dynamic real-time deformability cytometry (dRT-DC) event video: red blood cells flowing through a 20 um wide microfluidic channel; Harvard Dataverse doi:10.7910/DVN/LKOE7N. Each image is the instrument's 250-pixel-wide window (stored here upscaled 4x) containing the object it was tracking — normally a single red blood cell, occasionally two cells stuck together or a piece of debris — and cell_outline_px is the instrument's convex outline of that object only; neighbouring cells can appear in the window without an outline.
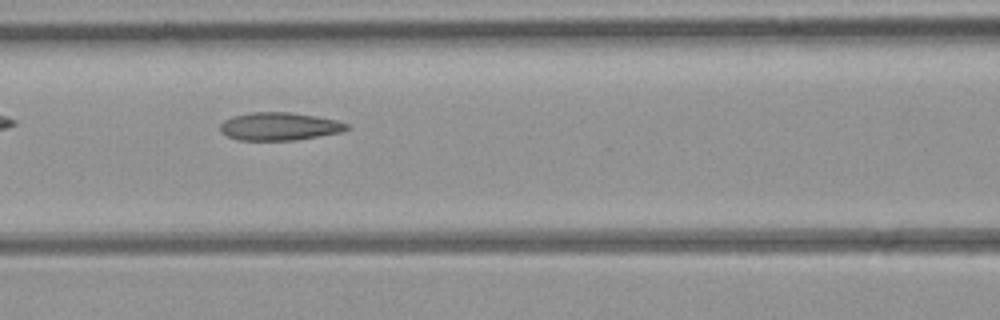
{"species": "common noctule bat (a hibernating species)", "species_latin": "Nyctalus noctula", "temperature_condition": "room temperature", "stored_images_in_passage": 8, "camera_frame_rate_fps": 3000, "um_per_image_px": 0.085, "animal": {"sex": "female", "body_mass_g": 21.9}, "frame": {"image": 1, "passage_image": 5, "time_ms": 5.333, "image_size_px": [1000, 320], "cell_outline_px": [[348, 128], [340, 132], [296, 140], [236, 140], [220, 132], [220, 124], [224, 120], [232, 116], [252, 112], [292, 112], [316, 116], [336, 120], [348, 124]], "centroid_in_image_um": [23.7, 10.74], "position_along_channel_um": 142.9, "area_um2": 20.58}}
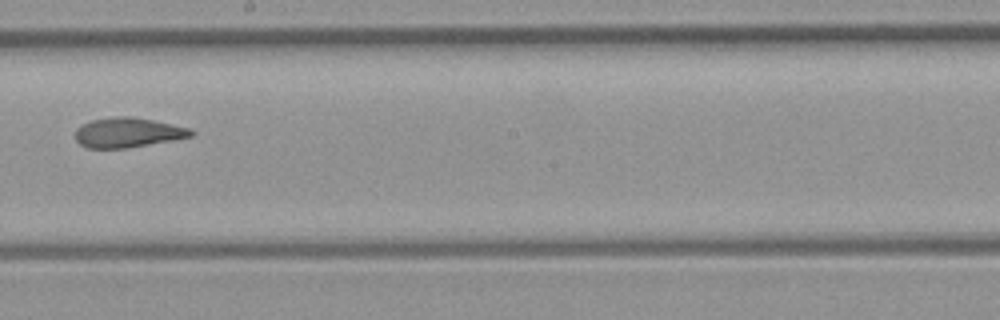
{"frame": {"image": 2, "passage_image": 7, "time_ms": 7.667, "image_size_px": [1000, 320], "cell_outline_px": [[196, 132], [192, 136], [172, 140], [128, 148], [88, 148], [80, 144], [76, 140], [76, 128], [92, 120], [112, 116], [132, 116], [192, 128]], "centroid_in_image_um": [10.89, 11.26], "position_along_channel_um": 237.3, "area_um2": 20.11}}
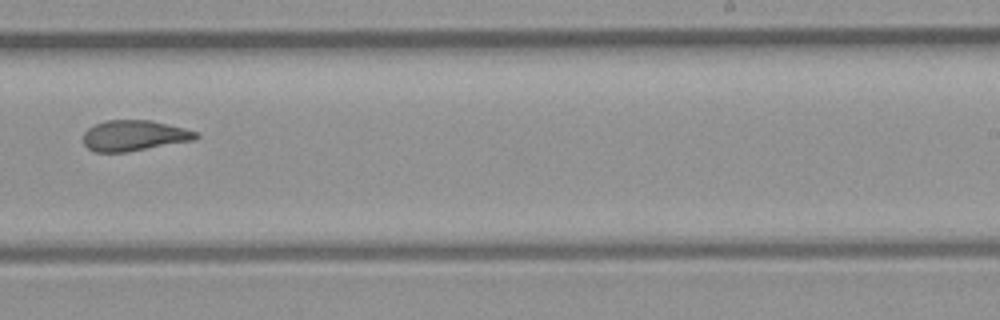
{"frame": {"image": 3, "passage_image": 8, "time_ms": 8.667, "image_size_px": [1000, 320], "cell_outline_px": [[200, 136], [196, 140], [124, 152], [96, 152], [88, 148], [84, 144], [84, 132], [88, 128], [96, 124], [108, 120], [152, 120], [184, 128], [196, 132]], "centroid_in_image_um": [11.42, 11.52], "position_along_channel_um": 277.6, "area_um2": 20.0}}